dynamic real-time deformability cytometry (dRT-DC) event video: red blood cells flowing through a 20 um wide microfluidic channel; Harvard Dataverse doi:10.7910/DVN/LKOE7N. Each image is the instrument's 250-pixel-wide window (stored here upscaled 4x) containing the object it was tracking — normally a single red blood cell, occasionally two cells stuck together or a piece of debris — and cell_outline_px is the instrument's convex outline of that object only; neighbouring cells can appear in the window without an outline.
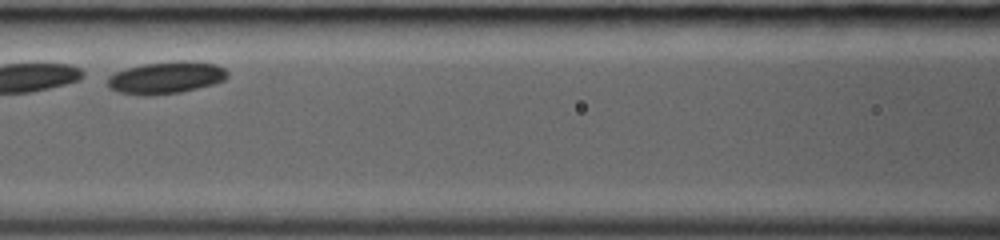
{"species": "common noctule bat (a hibernating species)", "species_latin": "Nyctalus noctula", "temperature_condition": "room temperature", "stored_images_in_passage": 24, "camera_frame_rate_fps": 3000, "um_per_image_px": 0.085, "animal": {"sex": "female", "body_mass_g": 19.0, "forearm_length_mm": 53.3}, "frame": {"image": 1, "passage_image": 8, "time_ms": 2.333, "image_size_px": [1000, 240], "cell_outline_px": [[228, 76], [224, 80], [212, 84], [180, 92], [148, 96], [144, 96], [120, 92], [108, 88], [108, 76], [124, 68], [144, 64], [176, 60], [184, 60], [216, 64], [224, 68], [228, 72]], "centroid_in_image_um": [14.1, 6.59], "position_along_channel_um": 152.5, "area_um2": 22.48}}
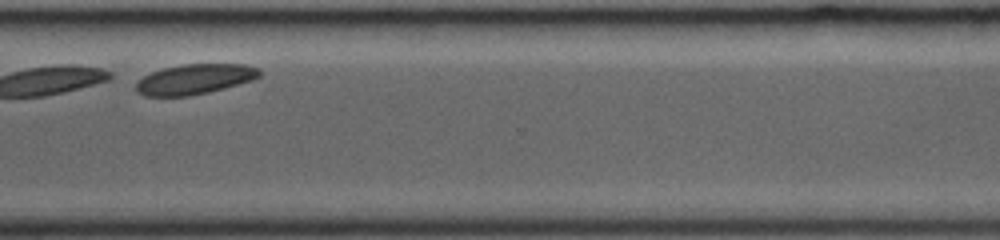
{"frame": {"image": 2, "passage_image": 21, "time_ms": 6.667, "image_size_px": [1000, 240], "cell_outline_px": [[260, 76], [252, 80], [224, 88], [208, 92], [188, 96], [144, 96], [136, 88], [136, 80], [152, 72], [164, 68], [184, 64], [244, 64], [260, 68]], "centroid_in_image_um": [16.56, 6.72], "position_along_channel_um": 354.0, "area_um2": 21.56}}